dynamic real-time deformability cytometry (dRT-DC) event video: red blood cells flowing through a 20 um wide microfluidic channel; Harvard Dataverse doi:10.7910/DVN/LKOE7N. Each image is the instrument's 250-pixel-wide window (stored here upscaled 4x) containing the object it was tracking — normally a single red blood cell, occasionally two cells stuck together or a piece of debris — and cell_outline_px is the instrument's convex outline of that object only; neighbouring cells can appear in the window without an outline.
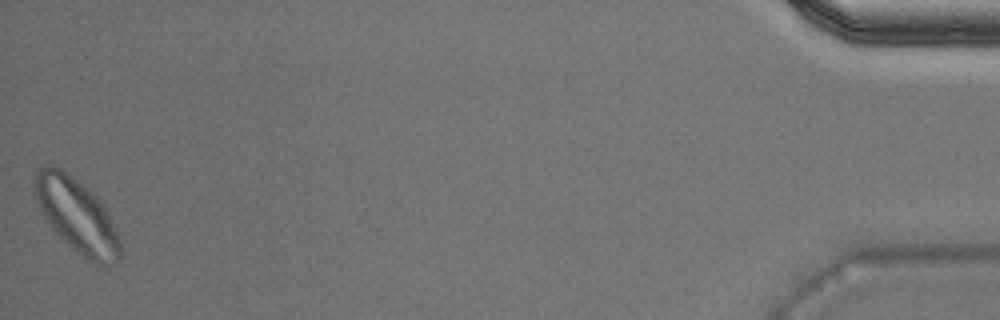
{"species": "Egyptian fruit bat (a non-hibernating species)", "species_latin": "Rousettus aegyptiacus", "temperature_condition": "warm", "stored_images_in_passage": 30, "segment_of_instrument_passage": [2, 2], "camera_frame_rate_fps": 3000, "um_per_image_px": 0.085, "animal": {"sex": "male"}, "frame": {"image": 1, "passage_image": 30, "time_ms": 9.667, "image_size_px": [1000, 320], "cell_outline_px": [[120, 260], [116, 264], [108, 268], [96, 268], [76, 252], [52, 228], [44, 216], [36, 200], [32, 184], [32, 180], [36, 168], [48, 164], [52, 164], [60, 168], [88, 188], [104, 204], [120, 236]], "centroid_in_image_um": [6.56, 18.37], "position_along_channel_um": 428.6, "area_um2": 37.92}}